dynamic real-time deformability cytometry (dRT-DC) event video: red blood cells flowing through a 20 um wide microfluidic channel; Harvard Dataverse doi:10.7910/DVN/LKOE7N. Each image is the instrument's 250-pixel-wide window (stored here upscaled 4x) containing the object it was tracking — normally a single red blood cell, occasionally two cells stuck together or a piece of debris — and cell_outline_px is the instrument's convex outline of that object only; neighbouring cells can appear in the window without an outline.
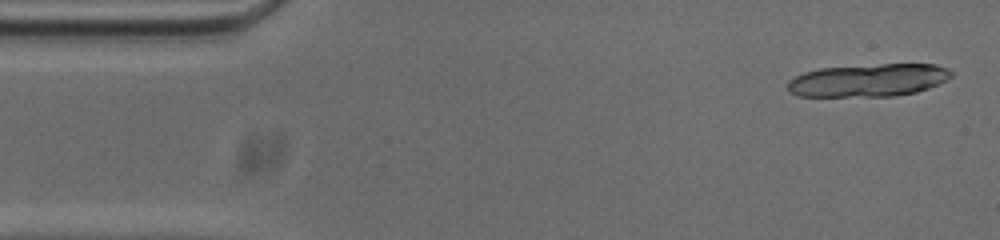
{"species": "common noctule bat (a hibernating species)", "species_latin": "Nyctalus noctula", "temperature_condition": "cold", "stored_images_in_passage": 16, "camera_frame_rate_fps": 3000, "um_per_image_px": 0.085, "animal": {"sex": "male", "body_mass_g": 20.0, "forearm_length_mm": 53.3}, "frame": {"image": 1, "passage_image": 2, "time_ms": 0.333, "image_size_px": [1000, 240], "cell_outline_px": [[952, 76], [928, 88], [916, 92], [896, 96], [796, 96], [788, 92], [788, 80], [804, 72], [820, 68], [880, 64], [936, 64], [948, 68], [952, 72]], "centroid_in_image_um": [73.79, 6.82], "position_along_channel_um": 11.2, "area_um2": 31.27}}